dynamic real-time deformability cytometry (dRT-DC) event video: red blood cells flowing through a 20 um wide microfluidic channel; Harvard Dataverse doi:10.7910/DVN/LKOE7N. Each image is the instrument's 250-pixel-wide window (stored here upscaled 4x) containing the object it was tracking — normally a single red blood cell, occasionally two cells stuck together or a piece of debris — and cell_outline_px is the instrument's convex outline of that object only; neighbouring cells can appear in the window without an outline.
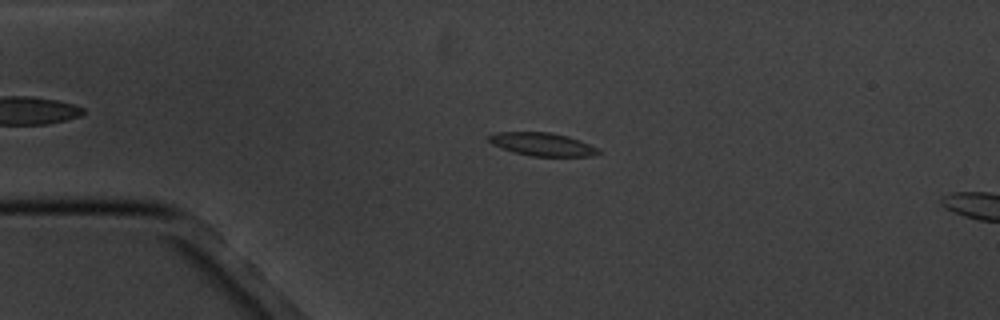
{"species": "common noctule bat (a hibernating species)", "species_latin": "Nyctalus noctula", "temperature_condition": "cold", "stored_images_in_passage": 4, "camera_frame_rate_fps": 3000, "um_per_image_px": 0.085, "animal": {"sex": "male", "body_mass_g": 20.1, "forearm_length_mm": 53.5}, "frame": {"image": 1, "passage_image": 2, "time_ms": 2.333, "image_size_px": [1000, 320], "cell_outline_px": [[600, 152], [592, 156], [532, 156], [512, 152], [492, 144], [488, 140], [488, 136], [496, 132], [548, 132], [568, 136], [580, 140], [596, 148]], "centroid_in_image_um": [46.06, 12.26], "position_along_channel_um": 38.9, "area_um2": 14.62}}